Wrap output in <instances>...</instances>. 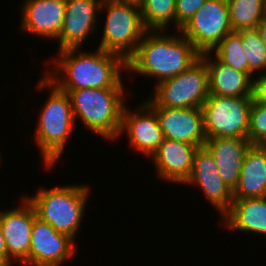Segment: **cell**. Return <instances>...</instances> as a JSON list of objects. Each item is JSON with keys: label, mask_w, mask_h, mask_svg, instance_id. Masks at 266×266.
I'll return each instance as SVG.
<instances>
[{"label": "cell", "mask_w": 266, "mask_h": 266, "mask_svg": "<svg viewBox=\"0 0 266 266\" xmlns=\"http://www.w3.org/2000/svg\"><path fill=\"white\" fill-rule=\"evenodd\" d=\"M79 50L81 48L58 51L54 69L44 76L59 90L125 88L121 75L127 67L122 57L101 48L93 53ZM61 73L64 74L62 77Z\"/></svg>", "instance_id": "cell-1"}, {"label": "cell", "mask_w": 266, "mask_h": 266, "mask_svg": "<svg viewBox=\"0 0 266 266\" xmlns=\"http://www.w3.org/2000/svg\"><path fill=\"white\" fill-rule=\"evenodd\" d=\"M199 57L200 53L181 32L170 35L165 30H148L126 67L131 73L155 77L158 84L181 74Z\"/></svg>", "instance_id": "cell-2"}, {"label": "cell", "mask_w": 266, "mask_h": 266, "mask_svg": "<svg viewBox=\"0 0 266 266\" xmlns=\"http://www.w3.org/2000/svg\"><path fill=\"white\" fill-rule=\"evenodd\" d=\"M38 89H50L51 93L41 108L37 122L35 143L40 148L45 168L51 169L61 159L67 141L74 128L70 98L66 92L59 90L45 76L38 82Z\"/></svg>", "instance_id": "cell-3"}, {"label": "cell", "mask_w": 266, "mask_h": 266, "mask_svg": "<svg viewBox=\"0 0 266 266\" xmlns=\"http://www.w3.org/2000/svg\"><path fill=\"white\" fill-rule=\"evenodd\" d=\"M126 88H88L61 90L70 98L73 117L104 139L120 136Z\"/></svg>", "instance_id": "cell-4"}, {"label": "cell", "mask_w": 266, "mask_h": 266, "mask_svg": "<svg viewBox=\"0 0 266 266\" xmlns=\"http://www.w3.org/2000/svg\"><path fill=\"white\" fill-rule=\"evenodd\" d=\"M89 186L83 184L40 187L36 195L26 196L36 216L49 223L57 232L75 239L88 201Z\"/></svg>", "instance_id": "cell-5"}, {"label": "cell", "mask_w": 266, "mask_h": 266, "mask_svg": "<svg viewBox=\"0 0 266 266\" xmlns=\"http://www.w3.org/2000/svg\"><path fill=\"white\" fill-rule=\"evenodd\" d=\"M106 10L102 39L98 48L127 61L148 31L143 24L140 7L126 2L102 0L100 11Z\"/></svg>", "instance_id": "cell-6"}, {"label": "cell", "mask_w": 266, "mask_h": 266, "mask_svg": "<svg viewBox=\"0 0 266 266\" xmlns=\"http://www.w3.org/2000/svg\"><path fill=\"white\" fill-rule=\"evenodd\" d=\"M149 99L157 107L202 108L209 96L208 69L200 56L181 74L156 84Z\"/></svg>", "instance_id": "cell-7"}, {"label": "cell", "mask_w": 266, "mask_h": 266, "mask_svg": "<svg viewBox=\"0 0 266 266\" xmlns=\"http://www.w3.org/2000/svg\"><path fill=\"white\" fill-rule=\"evenodd\" d=\"M251 106L252 97L209 95L201 108L206 138L248 139Z\"/></svg>", "instance_id": "cell-8"}, {"label": "cell", "mask_w": 266, "mask_h": 266, "mask_svg": "<svg viewBox=\"0 0 266 266\" xmlns=\"http://www.w3.org/2000/svg\"><path fill=\"white\" fill-rule=\"evenodd\" d=\"M179 32L200 54L211 52L233 32L226 0H207Z\"/></svg>", "instance_id": "cell-9"}, {"label": "cell", "mask_w": 266, "mask_h": 266, "mask_svg": "<svg viewBox=\"0 0 266 266\" xmlns=\"http://www.w3.org/2000/svg\"><path fill=\"white\" fill-rule=\"evenodd\" d=\"M74 242L70 236L57 232L49 223L36 217L31 231L29 265L61 266L74 256Z\"/></svg>", "instance_id": "cell-10"}, {"label": "cell", "mask_w": 266, "mask_h": 266, "mask_svg": "<svg viewBox=\"0 0 266 266\" xmlns=\"http://www.w3.org/2000/svg\"><path fill=\"white\" fill-rule=\"evenodd\" d=\"M144 102L155 112L164 138L204 146L207 138L201 108L157 107L150 99Z\"/></svg>", "instance_id": "cell-11"}, {"label": "cell", "mask_w": 266, "mask_h": 266, "mask_svg": "<svg viewBox=\"0 0 266 266\" xmlns=\"http://www.w3.org/2000/svg\"><path fill=\"white\" fill-rule=\"evenodd\" d=\"M25 198V199H24ZM18 207L0 210V224L5 238L8 257L29 265L31 231L37 217L33 205L24 196Z\"/></svg>", "instance_id": "cell-12"}, {"label": "cell", "mask_w": 266, "mask_h": 266, "mask_svg": "<svg viewBox=\"0 0 266 266\" xmlns=\"http://www.w3.org/2000/svg\"><path fill=\"white\" fill-rule=\"evenodd\" d=\"M125 131L130 147L132 146L136 152L147 155L148 158L164 139L155 112L145 102H142L135 111L124 107L120 135Z\"/></svg>", "instance_id": "cell-13"}, {"label": "cell", "mask_w": 266, "mask_h": 266, "mask_svg": "<svg viewBox=\"0 0 266 266\" xmlns=\"http://www.w3.org/2000/svg\"><path fill=\"white\" fill-rule=\"evenodd\" d=\"M102 0H67L63 25L58 37L57 51L81 48L89 35L93 34L100 14Z\"/></svg>", "instance_id": "cell-14"}, {"label": "cell", "mask_w": 266, "mask_h": 266, "mask_svg": "<svg viewBox=\"0 0 266 266\" xmlns=\"http://www.w3.org/2000/svg\"><path fill=\"white\" fill-rule=\"evenodd\" d=\"M21 29L35 36L58 40L65 16V0H24Z\"/></svg>", "instance_id": "cell-15"}, {"label": "cell", "mask_w": 266, "mask_h": 266, "mask_svg": "<svg viewBox=\"0 0 266 266\" xmlns=\"http://www.w3.org/2000/svg\"><path fill=\"white\" fill-rule=\"evenodd\" d=\"M199 147L181 141L164 138L150 159L162 181L184 184L190 176L194 155Z\"/></svg>", "instance_id": "cell-16"}, {"label": "cell", "mask_w": 266, "mask_h": 266, "mask_svg": "<svg viewBox=\"0 0 266 266\" xmlns=\"http://www.w3.org/2000/svg\"><path fill=\"white\" fill-rule=\"evenodd\" d=\"M253 144L244 138H211L204 146L213 155L220 177L232 191L236 188L245 155Z\"/></svg>", "instance_id": "cell-17"}, {"label": "cell", "mask_w": 266, "mask_h": 266, "mask_svg": "<svg viewBox=\"0 0 266 266\" xmlns=\"http://www.w3.org/2000/svg\"><path fill=\"white\" fill-rule=\"evenodd\" d=\"M211 53L200 54L208 69L209 95L252 97L253 76L222 63L215 55V60H212Z\"/></svg>", "instance_id": "cell-18"}, {"label": "cell", "mask_w": 266, "mask_h": 266, "mask_svg": "<svg viewBox=\"0 0 266 266\" xmlns=\"http://www.w3.org/2000/svg\"><path fill=\"white\" fill-rule=\"evenodd\" d=\"M266 197V150L252 145L247 151L233 199Z\"/></svg>", "instance_id": "cell-19"}, {"label": "cell", "mask_w": 266, "mask_h": 266, "mask_svg": "<svg viewBox=\"0 0 266 266\" xmlns=\"http://www.w3.org/2000/svg\"><path fill=\"white\" fill-rule=\"evenodd\" d=\"M221 221L231 230L266 235V197L234 200Z\"/></svg>", "instance_id": "cell-20"}, {"label": "cell", "mask_w": 266, "mask_h": 266, "mask_svg": "<svg viewBox=\"0 0 266 266\" xmlns=\"http://www.w3.org/2000/svg\"><path fill=\"white\" fill-rule=\"evenodd\" d=\"M233 31L256 29L266 18V0H226Z\"/></svg>", "instance_id": "cell-21"}, {"label": "cell", "mask_w": 266, "mask_h": 266, "mask_svg": "<svg viewBox=\"0 0 266 266\" xmlns=\"http://www.w3.org/2000/svg\"><path fill=\"white\" fill-rule=\"evenodd\" d=\"M196 185L203 191L208 202L222 214L221 218L232 206L233 191L226 186L220 176L210 178H188L183 185Z\"/></svg>", "instance_id": "cell-22"}, {"label": "cell", "mask_w": 266, "mask_h": 266, "mask_svg": "<svg viewBox=\"0 0 266 266\" xmlns=\"http://www.w3.org/2000/svg\"><path fill=\"white\" fill-rule=\"evenodd\" d=\"M176 0H144L140 6L143 24L147 30H168L175 25Z\"/></svg>", "instance_id": "cell-23"}, {"label": "cell", "mask_w": 266, "mask_h": 266, "mask_svg": "<svg viewBox=\"0 0 266 266\" xmlns=\"http://www.w3.org/2000/svg\"><path fill=\"white\" fill-rule=\"evenodd\" d=\"M211 52H215V56L222 63L235 70L248 72V61L243 50L242 35L239 31H233L226 35Z\"/></svg>", "instance_id": "cell-24"}, {"label": "cell", "mask_w": 266, "mask_h": 266, "mask_svg": "<svg viewBox=\"0 0 266 266\" xmlns=\"http://www.w3.org/2000/svg\"><path fill=\"white\" fill-rule=\"evenodd\" d=\"M239 32L242 35L243 50L248 61V72L254 76V73L266 71V47L261 41L258 30L244 29Z\"/></svg>", "instance_id": "cell-25"}, {"label": "cell", "mask_w": 266, "mask_h": 266, "mask_svg": "<svg viewBox=\"0 0 266 266\" xmlns=\"http://www.w3.org/2000/svg\"><path fill=\"white\" fill-rule=\"evenodd\" d=\"M248 140L253 145L266 142V103L252 102L249 112Z\"/></svg>", "instance_id": "cell-26"}, {"label": "cell", "mask_w": 266, "mask_h": 266, "mask_svg": "<svg viewBox=\"0 0 266 266\" xmlns=\"http://www.w3.org/2000/svg\"><path fill=\"white\" fill-rule=\"evenodd\" d=\"M220 176L213 155L205 147H199L194 155V161L188 178H210Z\"/></svg>", "instance_id": "cell-27"}, {"label": "cell", "mask_w": 266, "mask_h": 266, "mask_svg": "<svg viewBox=\"0 0 266 266\" xmlns=\"http://www.w3.org/2000/svg\"><path fill=\"white\" fill-rule=\"evenodd\" d=\"M207 0H176L175 27L178 31L189 22Z\"/></svg>", "instance_id": "cell-28"}, {"label": "cell", "mask_w": 266, "mask_h": 266, "mask_svg": "<svg viewBox=\"0 0 266 266\" xmlns=\"http://www.w3.org/2000/svg\"><path fill=\"white\" fill-rule=\"evenodd\" d=\"M252 102L266 103V71L253 78Z\"/></svg>", "instance_id": "cell-29"}, {"label": "cell", "mask_w": 266, "mask_h": 266, "mask_svg": "<svg viewBox=\"0 0 266 266\" xmlns=\"http://www.w3.org/2000/svg\"><path fill=\"white\" fill-rule=\"evenodd\" d=\"M13 261L8 257L5 238L0 224V266H12Z\"/></svg>", "instance_id": "cell-30"}, {"label": "cell", "mask_w": 266, "mask_h": 266, "mask_svg": "<svg viewBox=\"0 0 266 266\" xmlns=\"http://www.w3.org/2000/svg\"><path fill=\"white\" fill-rule=\"evenodd\" d=\"M259 32V35L261 37V41L266 47V18L263 19L256 28Z\"/></svg>", "instance_id": "cell-31"}, {"label": "cell", "mask_w": 266, "mask_h": 266, "mask_svg": "<svg viewBox=\"0 0 266 266\" xmlns=\"http://www.w3.org/2000/svg\"><path fill=\"white\" fill-rule=\"evenodd\" d=\"M113 1H118V2H126L129 4H134L136 6H141L144 2V0H113Z\"/></svg>", "instance_id": "cell-32"}, {"label": "cell", "mask_w": 266, "mask_h": 266, "mask_svg": "<svg viewBox=\"0 0 266 266\" xmlns=\"http://www.w3.org/2000/svg\"><path fill=\"white\" fill-rule=\"evenodd\" d=\"M262 146L266 150V142Z\"/></svg>", "instance_id": "cell-33"}]
</instances>
